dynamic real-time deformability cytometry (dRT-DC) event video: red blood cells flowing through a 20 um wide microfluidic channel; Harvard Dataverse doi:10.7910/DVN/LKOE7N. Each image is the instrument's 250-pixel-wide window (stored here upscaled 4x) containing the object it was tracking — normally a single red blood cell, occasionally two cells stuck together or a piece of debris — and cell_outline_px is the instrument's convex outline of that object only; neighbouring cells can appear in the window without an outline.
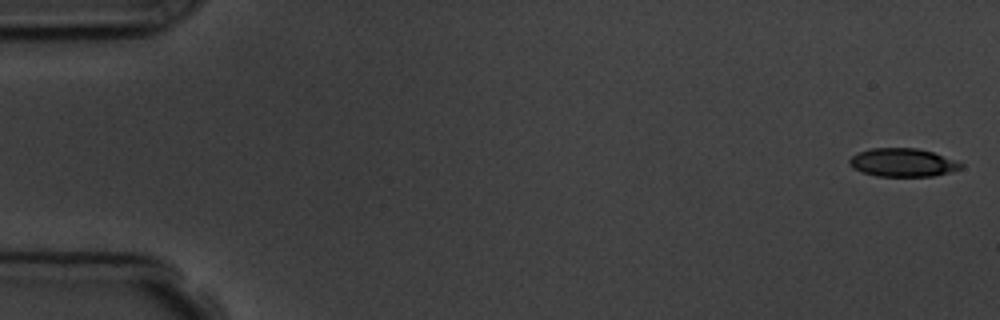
{"species": "common noctule bat (a hibernating species)", "species_latin": "Nyctalus noctula", "temperature_condition": "room temperature", "stored_images_in_passage": 6, "camera_frame_rate_fps": 3000, "um_per_image_px": 0.085, "animal": {"sex": "male", "body_mass_g": 19.5, "forearm_length_mm": 54.6}, "frame": {"image": 1, "passage_image": 1, "time_ms": 0.0, "image_size_px": [1000, 320], "cell_outline_px": [[964, 164], [960, 168], [948, 172], [932, 176], [876, 176], [860, 172], [852, 168], [848, 164], [848, 160], [856, 152], [872, 148], [916, 148], [932, 152]], "centroid_in_image_um": [76.64, 13.81], "position_along_channel_um": 8.4, "area_um2": 18.32}}
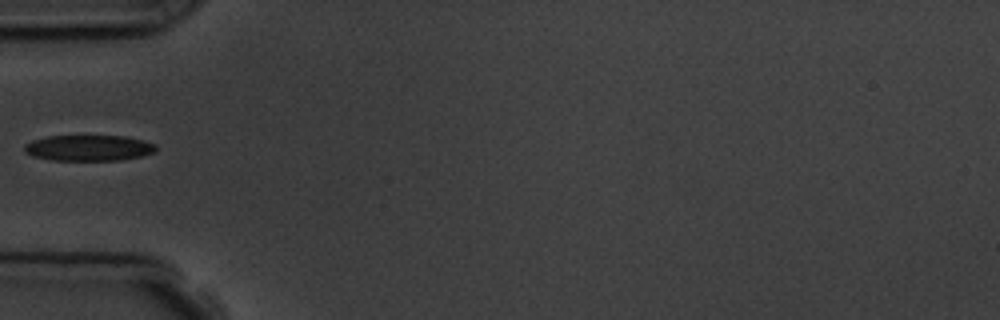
{"frame": {"image": 2, "passage_image": 5, "time_ms": 5.667, "image_size_px": [1000, 320], "cell_outline_px": [[156, 152], [144, 156], [120, 160], [52, 160], [32, 156], [24, 152], [24, 144], [32, 140], [48, 136], [124, 136], [156, 144]], "centroid_in_image_um": [7.53, 12.58], "position_along_channel_um": 77.5, "area_um2": 19.88}}